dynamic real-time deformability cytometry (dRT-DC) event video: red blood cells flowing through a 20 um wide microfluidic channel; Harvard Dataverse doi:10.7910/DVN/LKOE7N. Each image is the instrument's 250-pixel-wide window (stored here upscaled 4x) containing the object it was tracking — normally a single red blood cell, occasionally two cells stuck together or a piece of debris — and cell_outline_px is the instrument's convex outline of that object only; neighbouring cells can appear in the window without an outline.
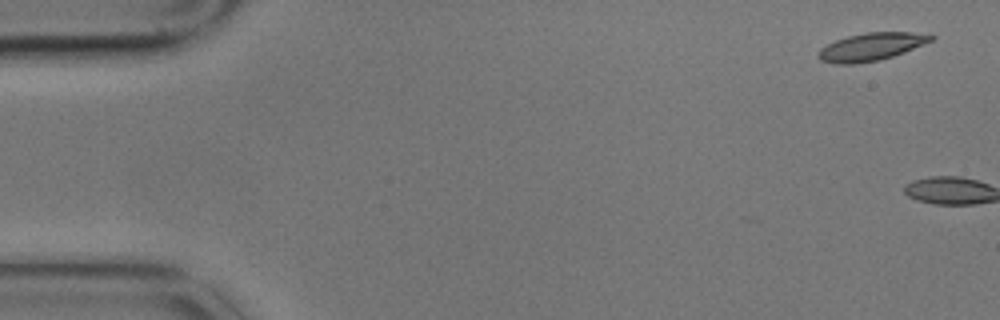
{"species": "common noctule bat (a hibernating species)", "species_latin": "Nyctalus noctula", "temperature_condition": "cold", "stored_images_in_passage": 2, "camera_frame_rate_fps": 3000, "um_per_image_px": 0.085, "animal": {"sex": "male", "body_mass_g": 17.9}, "frame": {"image": 1, "passage_image": 1, "time_ms": 0.0, "image_size_px": [1000, 320], "cell_outline_px": [[936, 36], [932, 40], [904, 52], [880, 60], [852, 64], [836, 64], [820, 60], [816, 56], [820, 48], [836, 40], [848, 36], [864, 32], [912, 32]], "centroid_in_image_um": [74.01, 3.98], "position_along_channel_um": 11.0, "area_um2": 18.09}}